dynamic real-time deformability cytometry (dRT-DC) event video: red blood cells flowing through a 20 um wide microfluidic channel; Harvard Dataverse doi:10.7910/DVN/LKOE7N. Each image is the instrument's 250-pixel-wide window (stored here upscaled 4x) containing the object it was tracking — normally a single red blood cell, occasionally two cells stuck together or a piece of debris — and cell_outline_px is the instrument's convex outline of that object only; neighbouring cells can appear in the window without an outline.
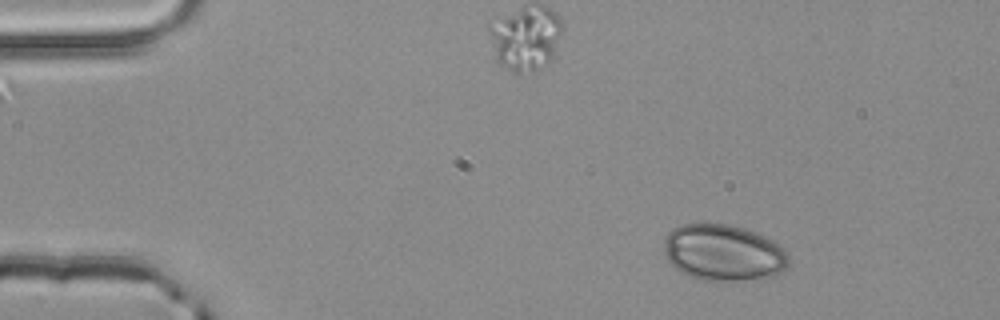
{"species": "common noctule bat (a hibernating species)", "species_latin": "Nyctalus noctula", "temperature_condition": "room temperature", "stored_images_in_passage": 3, "camera_frame_rate_fps": 3000, "um_per_image_px": 0.085, "animal": {"sex": "male", "body_mass_g": 20.4}, "frame": {"image": 1, "passage_image": 1, "time_ms": 0.0, "image_size_px": [1000, 320], "cell_outline_px": [[788, 264], [784, 272], [776, 276], [740, 280], [704, 280], [688, 276], [680, 272], [668, 260], [664, 252], [664, 236], [672, 228], [680, 224], [728, 224], [744, 228], [764, 236], [780, 244], [788, 252]], "centroid_in_image_um": [61.5, 21.47], "position_along_channel_um": 23.5, "area_um2": 41.27}}